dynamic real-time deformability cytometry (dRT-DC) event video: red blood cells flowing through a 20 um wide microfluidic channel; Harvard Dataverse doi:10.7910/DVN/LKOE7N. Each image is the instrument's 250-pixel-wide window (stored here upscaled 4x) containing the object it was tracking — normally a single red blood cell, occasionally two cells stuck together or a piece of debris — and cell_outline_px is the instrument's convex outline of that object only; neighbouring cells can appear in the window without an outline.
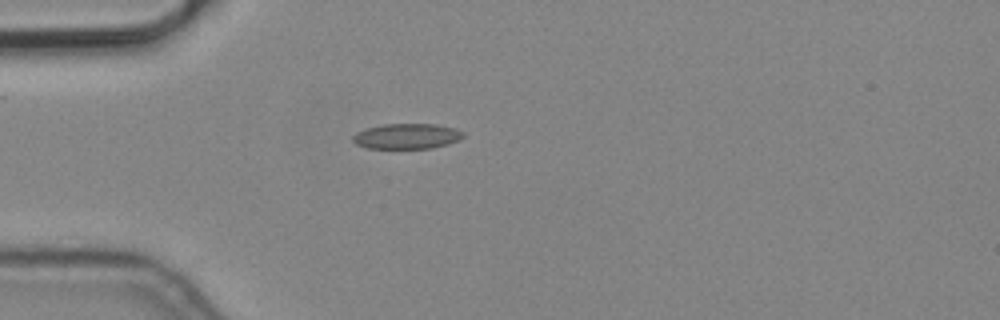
{"species": "common noctule bat (a hibernating species)", "species_latin": "Nyctalus noctula", "temperature_condition": "cold", "stored_images_in_passage": 2, "camera_frame_rate_fps": 3000, "um_per_image_px": 0.085, "animal": {"sex": "male", "body_mass_g": 19.2, "forearm_length_mm": 51.8}, "frame": {"image": 1, "passage_image": 1, "time_ms": 0.0, "image_size_px": [1000, 320], "cell_outline_px": [[464, 136], [460, 140], [448, 144], [432, 148], [368, 148], [356, 144], [352, 140], [352, 136], [356, 132], [368, 128], [384, 124], [436, 124], [456, 128], [464, 132]], "centroid_in_image_um": [34.62, 11.57], "position_along_channel_um": 50.4, "area_um2": 16.36}}